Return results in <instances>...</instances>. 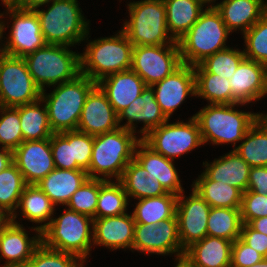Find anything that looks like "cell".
<instances>
[{
    "label": "cell",
    "instance_id": "3957f363",
    "mask_svg": "<svg viewBox=\"0 0 267 267\" xmlns=\"http://www.w3.org/2000/svg\"><path fill=\"white\" fill-rule=\"evenodd\" d=\"M230 31L215 7H205L197 22L177 42L182 64L196 66L226 49Z\"/></svg>",
    "mask_w": 267,
    "mask_h": 267
},
{
    "label": "cell",
    "instance_id": "44dd1931",
    "mask_svg": "<svg viewBox=\"0 0 267 267\" xmlns=\"http://www.w3.org/2000/svg\"><path fill=\"white\" fill-rule=\"evenodd\" d=\"M123 119H126L127 123L120 125ZM167 120L155 99V93L151 86H146L142 94L118 114L119 126L134 133H136L134 122H143L144 126L139 131L141 138Z\"/></svg>",
    "mask_w": 267,
    "mask_h": 267
},
{
    "label": "cell",
    "instance_id": "30bf717a",
    "mask_svg": "<svg viewBox=\"0 0 267 267\" xmlns=\"http://www.w3.org/2000/svg\"><path fill=\"white\" fill-rule=\"evenodd\" d=\"M24 58L0 51V106L18 107L41 99Z\"/></svg>",
    "mask_w": 267,
    "mask_h": 267
},
{
    "label": "cell",
    "instance_id": "bcb514c9",
    "mask_svg": "<svg viewBox=\"0 0 267 267\" xmlns=\"http://www.w3.org/2000/svg\"><path fill=\"white\" fill-rule=\"evenodd\" d=\"M242 223H250L253 219L267 216V195H260L246 190L241 200Z\"/></svg>",
    "mask_w": 267,
    "mask_h": 267
},
{
    "label": "cell",
    "instance_id": "94428289",
    "mask_svg": "<svg viewBox=\"0 0 267 267\" xmlns=\"http://www.w3.org/2000/svg\"><path fill=\"white\" fill-rule=\"evenodd\" d=\"M176 266L175 267H186L182 262H177L176 261Z\"/></svg>",
    "mask_w": 267,
    "mask_h": 267
},
{
    "label": "cell",
    "instance_id": "ba28073f",
    "mask_svg": "<svg viewBox=\"0 0 267 267\" xmlns=\"http://www.w3.org/2000/svg\"><path fill=\"white\" fill-rule=\"evenodd\" d=\"M24 60L35 84L41 90H44L45 85L56 87L80 75V54L70 50V46L45 44L25 56Z\"/></svg>",
    "mask_w": 267,
    "mask_h": 267
},
{
    "label": "cell",
    "instance_id": "7a4b0ae2",
    "mask_svg": "<svg viewBox=\"0 0 267 267\" xmlns=\"http://www.w3.org/2000/svg\"><path fill=\"white\" fill-rule=\"evenodd\" d=\"M239 104H209L193 117L197 120L201 138L214 145L233 143L244 139L245 134L263 113H252L235 110Z\"/></svg>",
    "mask_w": 267,
    "mask_h": 267
},
{
    "label": "cell",
    "instance_id": "ac0fdd59",
    "mask_svg": "<svg viewBox=\"0 0 267 267\" xmlns=\"http://www.w3.org/2000/svg\"><path fill=\"white\" fill-rule=\"evenodd\" d=\"M119 127L118 114L108 101L106 94L96 85L85 100L77 130L96 136Z\"/></svg>",
    "mask_w": 267,
    "mask_h": 267
},
{
    "label": "cell",
    "instance_id": "60d3db41",
    "mask_svg": "<svg viewBox=\"0 0 267 267\" xmlns=\"http://www.w3.org/2000/svg\"><path fill=\"white\" fill-rule=\"evenodd\" d=\"M244 58L243 51L227 47L207 57L200 65L208 73L217 74L229 80Z\"/></svg>",
    "mask_w": 267,
    "mask_h": 267
},
{
    "label": "cell",
    "instance_id": "4316f807",
    "mask_svg": "<svg viewBox=\"0 0 267 267\" xmlns=\"http://www.w3.org/2000/svg\"><path fill=\"white\" fill-rule=\"evenodd\" d=\"M203 165L205 170L202 173L208 179L234 186L242 193L247 190L251 167L235 150L214 159L210 164L205 161Z\"/></svg>",
    "mask_w": 267,
    "mask_h": 267
},
{
    "label": "cell",
    "instance_id": "5b68a950",
    "mask_svg": "<svg viewBox=\"0 0 267 267\" xmlns=\"http://www.w3.org/2000/svg\"><path fill=\"white\" fill-rule=\"evenodd\" d=\"M96 82L78 75L74 80L58 84L48 95L42 90L41 99L46 104L49 123L54 133L77 130L82 108Z\"/></svg>",
    "mask_w": 267,
    "mask_h": 267
},
{
    "label": "cell",
    "instance_id": "be15d7a7",
    "mask_svg": "<svg viewBox=\"0 0 267 267\" xmlns=\"http://www.w3.org/2000/svg\"><path fill=\"white\" fill-rule=\"evenodd\" d=\"M13 267H28L27 265H23V266H13Z\"/></svg>",
    "mask_w": 267,
    "mask_h": 267
},
{
    "label": "cell",
    "instance_id": "f907efd6",
    "mask_svg": "<svg viewBox=\"0 0 267 267\" xmlns=\"http://www.w3.org/2000/svg\"><path fill=\"white\" fill-rule=\"evenodd\" d=\"M247 190L267 195V166L251 167Z\"/></svg>",
    "mask_w": 267,
    "mask_h": 267
},
{
    "label": "cell",
    "instance_id": "f546056e",
    "mask_svg": "<svg viewBox=\"0 0 267 267\" xmlns=\"http://www.w3.org/2000/svg\"><path fill=\"white\" fill-rule=\"evenodd\" d=\"M18 208L21 209L20 211H22L21 213L25 219L34 223H41L34 229L32 227L35 232H41L51 222L55 211V205L37 184H27L25 186L20 196ZM45 221L47 222L45 223Z\"/></svg>",
    "mask_w": 267,
    "mask_h": 267
},
{
    "label": "cell",
    "instance_id": "d4e9b609",
    "mask_svg": "<svg viewBox=\"0 0 267 267\" xmlns=\"http://www.w3.org/2000/svg\"><path fill=\"white\" fill-rule=\"evenodd\" d=\"M134 159L148 171L147 177L158 179L168 193H184L173 160L154 152L142 140L136 145Z\"/></svg>",
    "mask_w": 267,
    "mask_h": 267
},
{
    "label": "cell",
    "instance_id": "7402d4cb",
    "mask_svg": "<svg viewBox=\"0 0 267 267\" xmlns=\"http://www.w3.org/2000/svg\"><path fill=\"white\" fill-rule=\"evenodd\" d=\"M135 221L133 215L93 219V245L105 246L111 250L132 249Z\"/></svg>",
    "mask_w": 267,
    "mask_h": 267
},
{
    "label": "cell",
    "instance_id": "d590c367",
    "mask_svg": "<svg viewBox=\"0 0 267 267\" xmlns=\"http://www.w3.org/2000/svg\"><path fill=\"white\" fill-rule=\"evenodd\" d=\"M196 95L210 104H232V89L229 80L208 73L200 64L194 66Z\"/></svg>",
    "mask_w": 267,
    "mask_h": 267
},
{
    "label": "cell",
    "instance_id": "11a10c76",
    "mask_svg": "<svg viewBox=\"0 0 267 267\" xmlns=\"http://www.w3.org/2000/svg\"><path fill=\"white\" fill-rule=\"evenodd\" d=\"M11 222V215H9L5 210L0 208V233L3 229Z\"/></svg>",
    "mask_w": 267,
    "mask_h": 267
},
{
    "label": "cell",
    "instance_id": "74e56055",
    "mask_svg": "<svg viewBox=\"0 0 267 267\" xmlns=\"http://www.w3.org/2000/svg\"><path fill=\"white\" fill-rule=\"evenodd\" d=\"M26 185L22 173L14 162L0 171V208L11 215L12 222H16V210Z\"/></svg>",
    "mask_w": 267,
    "mask_h": 267
},
{
    "label": "cell",
    "instance_id": "9a60e30c",
    "mask_svg": "<svg viewBox=\"0 0 267 267\" xmlns=\"http://www.w3.org/2000/svg\"><path fill=\"white\" fill-rule=\"evenodd\" d=\"M210 208L211 206L194 189L187 198L182 193L178 196V235L184 251L208 235L207 220Z\"/></svg>",
    "mask_w": 267,
    "mask_h": 267
},
{
    "label": "cell",
    "instance_id": "8d00e7d4",
    "mask_svg": "<svg viewBox=\"0 0 267 267\" xmlns=\"http://www.w3.org/2000/svg\"><path fill=\"white\" fill-rule=\"evenodd\" d=\"M242 224L240 208L211 207L207 233L234 242L240 238Z\"/></svg>",
    "mask_w": 267,
    "mask_h": 267
},
{
    "label": "cell",
    "instance_id": "9c48e42d",
    "mask_svg": "<svg viewBox=\"0 0 267 267\" xmlns=\"http://www.w3.org/2000/svg\"><path fill=\"white\" fill-rule=\"evenodd\" d=\"M130 20L124 22L122 31L133 46L178 44L166 21L163 0H141L128 4Z\"/></svg>",
    "mask_w": 267,
    "mask_h": 267
},
{
    "label": "cell",
    "instance_id": "680465c9",
    "mask_svg": "<svg viewBox=\"0 0 267 267\" xmlns=\"http://www.w3.org/2000/svg\"><path fill=\"white\" fill-rule=\"evenodd\" d=\"M200 1L203 5H206V3L211 4V6L208 5V7H214V4L212 5L213 1L215 2L216 0H198Z\"/></svg>",
    "mask_w": 267,
    "mask_h": 267
},
{
    "label": "cell",
    "instance_id": "4fadbf2b",
    "mask_svg": "<svg viewBox=\"0 0 267 267\" xmlns=\"http://www.w3.org/2000/svg\"><path fill=\"white\" fill-rule=\"evenodd\" d=\"M6 13L12 18V28L6 44L0 51L10 56L24 58L46 43L41 33L39 17L35 10L16 7L12 3L4 4ZM5 44V45H4Z\"/></svg>",
    "mask_w": 267,
    "mask_h": 267
},
{
    "label": "cell",
    "instance_id": "7dc6e473",
    "mask_svg": "<svg viewBox=\"0 0 267 267\" xmlns=\"http://www.w3.org/2000/svg\"><path fill=\"white\" fill-rule=\"evenodd\" d=\"M94 136L78 130H72V152L73 160L86 172L89 170Z\"/></svg>",
    "mask_w": 267,
    "mask_h": 267
},
{
    "label": "cell",
    "instance_id": "816d5d0a",
    "mask_svg": "<svg viewBox=\"0 0 267 267\" xmlns=\"http://www.w3.org/2000/svg\"><path fill=\"white\" fill-rule=\"evenodd\" d=\"M52 1L54 0H15L12 4L22 9L35 10L42 5H48Z\"/></svg>",
    "mask_w": 267,
    "mask_h": 267
},
{
    "label": "cell",
    "instance_id": "5bb4252c",
    "mask_svg": "<svg viewBox=\"0 0 267 267\" xmlns=\"http://www.w3.org/2000/svg\"><path fill=\"white\" fill-rule=\"evenodd\" d=\"M133 250L157 255L176 253L175 260L182 262L185 251L182 249L178 235L177 216L161 221L159 224L135 223Z\"/></svg>",
    "mask_w": 267,
    "mask_h": 267
},
{
    "label": "cell",
    "instance_id": "cb8c5ba5",
    "mask_svg": "<svg viewBox=\"0 0 267 267\" xmlns=\"http://www.w3.org/2000/svg\"><path fill=\"white\" fill-rule=\"evenodd\" d=\"M232 244L207 235L185 250L182 263L186 267H231Z\"/></svg>",
    "mask_w": 267,
    "mask_h": 267
},
{
    "label": "cell",
    "instance_id": "52a82bcc",
    "mask_svg": "<svg viewBox=\"0 0 267 267\" xmlns=\"http://www.w3.org/2000/svg\"><path fill=\"white\" fill-rule=\"evenodd\" d=\"M46 44L74 46L89 34L77 0H54L48 10L35 9Z\"/></svg>",
    "mask_w": 267,
    "mask_h": 267
},
{
    "label": "cell",
    "instance_id": "6f0895ef",
    "mask_svg": "<svg viewBox=\"0 0 267 267\" xmlns=\"http://www.w3.org/2000/svg\"><path fill=\"white\" fill-rule=\"evenodd\" d=\"M247 267H267V257H265L262 261Z\"/></svg>",
    "mask_w": 267,
    "mask_h": 267
},
{
    "label": "cell",
    "instance_id": "836d02e7",
    "mask_svg": "<svg viewBox=\"0 0 267 267\" xmlns=\"http://www.w3.org/2000/svg\"><path fill=\"white\" fill-rule=\"evenodd\" d=\"M211 207L240 208L242 192L234 186L208 179L203 173L192 184Z\"/></svg>",
    "mask_w": 267,
    "mask_h": 267
},
{
    "label": "cell",
    "instance_id": "e575fe53",
    "mask_svg": "<svg viewBox=\"0 0 267 267\" xmlns=\"http://www.w3.org/2000/svg\"><path fill=\"white\" fill-rule=\"evenodd\" d=\"M133 211L135 223L159 224L161 221L174 218L178 196L172 193L158 197H148L138 199Z\"/></svg>",
    "mask_w": 267,
    "mask_h": 267
},
{
    "label": "cell",
    "instance_id": "603a6c76",
    "mask_svg": "<svg viewBox=\"0 0 267 267\" xmlns=\"http://www.w3.org/2000/svg\"><path fill=\"white\" fill-rule=\"evenodd\" d=\"M113 109L119 114L146 88L143 79L132 69L113 73L97 82Z\"/></svg>",
    "mask_w": 267,
    "mask_h": 267
},
{
    "label": "cell",
    "instance_id": "ee69618b",
    "mask_svg": "<svg viewBox=\"0 0 267 267\" xmlns=\"http://www.w3.org/2000/svg\"><path fill=\"white\" fill-rule=\"evenodd\" d=\"M81 262L75 255L50 249L41 243L26 265L28 267H77Z\"/></svg>",
    "mask_w": 267,
    "mask_h": 267
},
{
    "label": "cell",
    "instance_id": "f1b7e54d",
    "mask_svg": "<svg viewBox=\"0 0 267 267\" xmlns=\"http://www.w3.org/2000/svg\"><path fill=\"white\" fill-rule=\"evenodd\" d=\"M170 36L178 41L197 22L204 11L198 0H163Z\"/></svg>",
    "mask_w": 267,
    "mask_h": 267
},
{
    "label": "cell",
    "instance_id": "c3c4849f",
    "mask_svg": "<svg viewBox=\"0 0 267 267\" xmlns=\"http://www.w3.org/2000/svg\"><path fill=\"white\" fill-rule=\"evenodd\" d=\"M265 257L240 238L232 244L231 267H247L262 261Z\"/></svg>",
    "mask_w": 267,
    "mask_h": 267
},
{
    "label": "cell",
    "instance_id": "f5cc1de1",
    "mask_svg": "<svg viewBox=\"0 0 267 267\" xmlns=\"http://www.w3.org/2000/svg\"><path fill=\"white\" fill-rule=\"evenodd\" d=\"M0 149V171H2L13 162V151L3 147Z\"/></svg>",
    "mask_w": 267,
    "mask_h": 267
},
{
    "label": "cell",
    "instance_id": "4dcf8cb0",
    "mask_svg": "<svg viewBox=\"0 0 267 267\" xmlns=\"http://www.w3.org/2000/svg\"><path fill=\"white\" fill-rule=\"evenodd\" d=\"M238 155L250 167L267 166V116L262 114L235 147Z\"/></svg>",
    "mask_w": 267,
    "mask_h": 267
},
{
    "label": "cell",
    "instance_id": "d6a6232c",
    "mask_svg": "<svg viewBox=\"0 0 267 267\" xmlns=\"http://www.w3.org/2000/svg\"><path fill=\"white\" fill-rule=\"evenodd\" d=\"M40 103H44L42 99L19 106L23 141L48 139L54 133L49 123L46 104Z\"/></svg>",
    "mask_w": 267,
    "mask_h": 267
},
{
    "label": "cell",
    "instance_id": "6125c7cd",
    "mask_svg": "<svg viewBox=\"0 0 267 267\" xmlns=\"http://www.w3.org/2000/svg\"><path fill=\"white\" fill-rule=\"evenodd\" d=\"M77 267H84V261H82Z\"/></svg>",
    "mask_w": 267,
    "mask_h": 267
},
{
    "label": "cell",
    "instance_id": "8992f818",
    "mask_svg": "<svg viewBox=\"0 0 267 267\" xmlns=\"http://www.w3.org/2000/svg\"><path fill=\"white\" fill-rule=\"evenodd\" d=\"M41 243L85 262L93 244V219L68 208L41 231Z\"/></svg>",
    "mask_w": 267,
    "mask_h": 267
},
{
    "label": "cell",
    "instance_id": "d6986e66",
    "mask_svg": "<svg viewBox=\"0 0 267 267\" xmlns=\"http://www.w3.org/2000/svg\"><path fill=\"white\" fill-rule=\"evenodd\" d=\"M232 104H247L267 95V66L244 58L229 79Z\"/></svg>",
    "mask_w": 267,
    "mask_h": 267
},
{
    "label": "cell",
    "instance_id": "ffe728a7",
    "mask_svg": "<svg viewBox=\"0 0 267 267\" xmlns=\"http://www.w3.org/2000/svg\"><path fill=\"white\" fill-rule=\"evenodd\" d=\"M36 233L29 238L23 225L11 221L0 233V260L2 257L6 259L0 267L26 265L41 244V232Z\"/></svg>",
    "mask_w": 267,
    "mask_h": 267
},
{
    "label": "cell",
    "instance_id": "e0dca14e",
    "mask_svg": "<svg viewBox=\"0 0 267 267\" xmlns=\"http://www.w3.org/2000/svg\"><path fill=\"white\" fill-rule=\"evenodd\" d=\"M151 87L161 111L169 120L188 95H196L194 66L182 64L171 75Z\"/></svg>",
    "mask_w": 267,
    "mask_h": 267
},
{
    "label": "cell",
    "instance_id": "83f0119b",
    "mask_svg": "<svg viewBox=\"0 0 267 267\" xmlns=\"http://www.w3.org/2000/svg\"><path fill=\"white\" fill-rule=\"evenodd\" d=\"M87 179L88 175L85 170L55 168L37 185L55 206L67 205L71 196Z\"/></svg>",
    "mask_w": 267,
    "mask_h": 267
},
{
    "label": "cell",
    "instance_id": "484cf974",
    "mask_svg": "<svg viewBox=\"0 0 267 267\" xmlns=\"http://www.w3.org/2000/svg\"><path fill=\"white\" fill-rule=\"evenodd\" d=\"M264 2V0H223L214 7L221 14L231 33L241 29L244 34L266 13V2Z\"/></svg>",
    "mask_w": 267,
    "mask_h": 267
},
{
    "label": "cell",
    "instance_id": "b9f144b4",
    "mask_svg": "<svg viewBox=\"0 0 267 267\" xmlns=\"http://www.w3.org/2000/svg\"><path fill=\"white\" fill-rule=\"evenodd\" d=\"M0 147L14 151L22 142L19 106H0Z\"/></svg>",
    "mask_w": 267,
    "mask_h": 267
},
{
    "label": "cell",
    "instance_id": "91938a15",
    "mask_svg": "<svg viewBox=\"0 0 267 267\" xmlns=\"http://www.w3.org/2000/svg\"><path fill=\"white\" fill-rule=\"evenodd\" d=\"M3 3L2 4H8V3H13L15 0H1Z\"/></svg>",
    "mask_w": 267,
    "mask_h": 267
},
{
    "label": "cell",
    "instance_id": "7bdbcfd3",
    "mask_svg": "<svg viewBox=\"0 0 267 267\" xmlns=\"http://www.w3.org/2000/svg\"><path fill=\"white\" fill-rule=\"evenodd\" d=\"M98 193L99 179L88 178L71 196L66 206L75 212L95 219Z\"/></svg>",
    "mask_w": 267,
    "mask_h": 267
},
{
    "label": "cell",
    "instance_id": "f35d334b",
    "mask_svg": "<svg viewBox=\"0 0 267 267\" xmlns=\"http://www.w3.org/2000/svg\"><path fill=\"white\" fill-rule=\"evenodd\" d=\"M128 195L119 180L99 179L98 202L95 218L119 216L126 213L128 205Z\"/></svg>",
    "mask_w": 267,
    "mask_h": 267
},
{
    "label": "cell",
    "instance_id": "681fc988",
    "mask_svg": "<svg viewBox=\"0 0 267 267\" xmlns=\"http://www.w3.org/2000/svg\"><path fill=\"white\" fill-rule=\"evenodd\" d=\"M240 239L264 257H267V235L253 229L248 223L241 227Z\"/></svg>",
    "mask_w": 267,
    "mask_h": 267
},
{
    "label": "cell",
    "instance_id": "ab89813d",
    "mask_svg": "<svg viewBox=\"0 0 267 267\" xmlns=\"http://www.w3.org/2000/svg\"><path fill=\"white\" fill-rule=\"evenodd\" d=\"M245 58L267 66V13L244 34Z\"/></svg>",
    "mask_w": 267,
    "mask_h": 267
},
{
    "label": "cell",
    "instance_id": "1f68e13d",
    "mask_svg": "<svg viewBox=\"0 0 267 267\" xmlns=\"http://www.w3.org/2000/svg\"><path fill=\"white\" fill-rule=\"evenodd\" d=\"M145 170L135 159L131 160L120 178V182L128 197L142 199L148 197H158L168 192L159 183L158 179L147 177Z\"/></svg>",
    "mask_w": 267,
    "mask_h": 267
},
{
    "label": "cell",
    "instance_id": "9f6ffc18",
    "mask_svg": "<svg viewBox=\"0 0 267 267\" xmlns=\"http://www.w3.org/2000/svg\"><path fill=\"white\" fill-rule=\"evenodd\" d=\"M4 16L3 13L1 14L0 13V18ZM6 27H5V24H4V21H2V19L0 20V41L2 40V37H3V32L5 31Z\"/></svg>",
    "mask_w": 267,
    "mask_h": 267
},
{
    "label": "cell",
    "instance_id": "2e32d148",
    "mask_svg": "<svg viewBox=\"0 0 267 267\" xmlns=\"http://www.w3.org/2000/svg\"><path fill=\"white\" fill-rule=\"evenodd\" d=\"M13 162L26 184H37L55 169L50 138L23 141L13 151Z\"/></svg>",
    "mask_w": 267,
    "mask_h": 267
},
{
    "label": "cell",
    "instance_id": "db71d44e",
    "mask_svg": "<svg viewBox=\"0 0 267 267\" xmlns=\"http://www.w3.org/2000/svg\"><path fill=\"white\" fill-rule=\"evenodd\" d=\"M249 225L256 231L267 235V216L253 219Z\"/></svg>",
    "mask_w": 267,
    "mask_h": 267
},
{
    "label": "cell",
    "instance_id": "277c9868",
    "mask_svg": "<svg viewBox=\"0 0 267 267\" xmlns=\"http://www.w3.org/2000/svg\"><path fill=\"white\" fill-rule=\"evenodd\" d=\"M86 46L80 54V74L96 83L132 67L133 44L122 30L115 36L90 41Z\"/></svg>",
    "mask_w": 267,
    "mask_h": 267
},
{
    "label": "cell",
    "instance_id": "6da1fadb",
    "mask_svg": "<svg viewBox=\"0 0 267 267\" xmlns=\"http://www.w3.org/2000/svg\"><path fill=\"white\" fill-rule=\"evenodd\" d=\"M140 141L134 132L122 127L94 136L88 178L107 181L114 176L120 180Z\"/></svg>",
    "mask_w": 267,
    "mask_h": 267
},
{
    "label": "cell",
    "instance_id": "8fae6325",
    "mask_svg": "<svg viewBox=\"0 0 267 267\" xmlns=\"http://www.w3.org/2000/svg\"><path fill=\"white\" fill-rule=\"evenodd\" d=\"M168 121L141 138L154 152L174 161L176 157L203 145L198 122L193 116L186 123Z\"/></svg>",
    "mask_w": 267,
    "mask_h": 267
},
{
    "label": "cell",
    "instance_id": "7c38bea8",
    "mask_svg": "<svg viewBox=\"0 0 267 267\" xmlns=\"http://www.w3.org/2000/svg\"><path fill=\"white\" fill-rule=\"evenodd\" d=\"M182 65L178 44L133 46L132 67L151 86Z\"/></svg>",
    "mask_w": 267,
    "mask_h": 267
},
{
    "label": "cell",
    "instance_id": "f6af8a7d",
    "mask_svg": "<svg viewBox=\"0 0 267 267\" xmlns=\"http://www.w3.org/2000/svg\"><path fill=\"white\" fill-rule=\"evenodd\" d=\"M52 156L55 168L58 169H81L73 160L72 130L53 133L50 138Z\"/></svg>",
    "mask_w": 267,
    "mask_h": 267
}]
</instances>
